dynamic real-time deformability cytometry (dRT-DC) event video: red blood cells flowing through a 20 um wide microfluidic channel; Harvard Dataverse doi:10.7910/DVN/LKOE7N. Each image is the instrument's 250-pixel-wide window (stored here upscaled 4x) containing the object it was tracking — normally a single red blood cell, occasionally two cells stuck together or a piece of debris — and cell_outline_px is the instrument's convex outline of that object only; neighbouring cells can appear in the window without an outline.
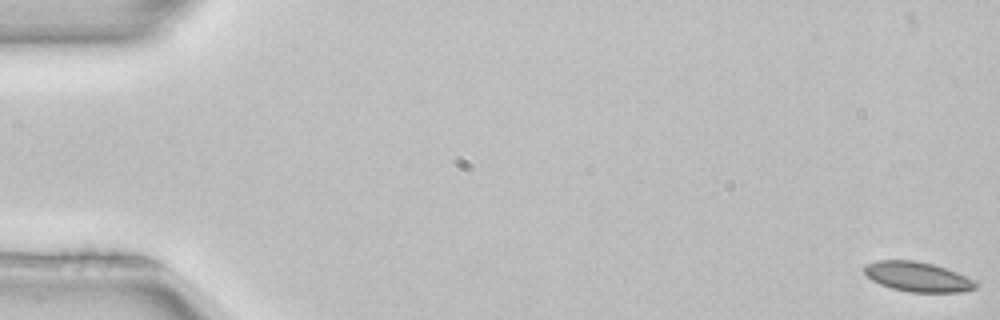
{"species": "common noctule bat (a hibernating species)", "species_latin": "Nyctalus noctula", "temperature_condition": "room temperature", "stored_images_in_passage": 53, "camera_frame_rate_fps": 3000, "um_per_image_px": 0.085, "animal": {"sex": "female", "body_mass_g": 22.7, "forearm_length_mm": 54.2}, "frame": {"image": 1, "passage_image": 1, "time_ms": 0.0, "image_size_px": [1000, 320], "cell_outline_px": [[976, 288], [960, 292], [908, 292], [892, 288], [880, 284], [872, 280], [864, 272], [864, 264], [876, 260], [916, 260], [932, 264], [956, 272], [972, 280], [976, 284]], "centroid_in_image_um": [77.93, 23.52], "position_along_channel_um": 7.1, "area_um2": 19.13}}
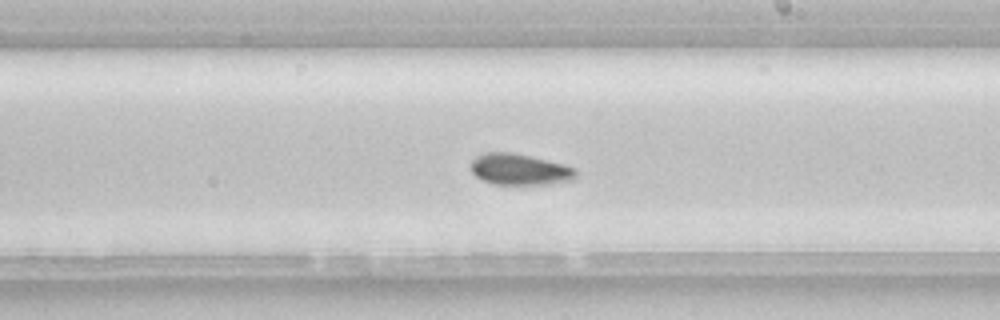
{"frame": {"image": 2, "passage_image": 31, "time_ms": 10.0, "image_size_px": [1000, 320], "cell_outline_px": [[576, 180], [548, 184], [496, 184], [484, 180], [476, 176], [468, 168], [472, 160], [476, 156], [484, 152], [512, 152], [564, 164], [576, 168]], "centroid_in_image_um": [44.17, 14.39], "position_along_channel_um": 244.8, "area_um2": 19.25}}
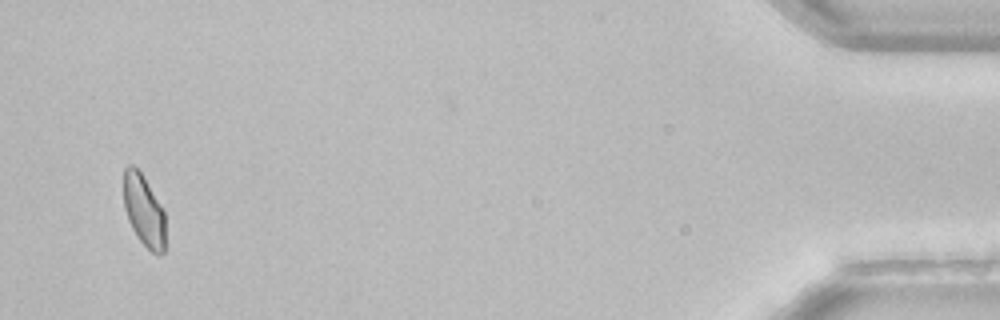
{"frame": {"image": 3, "passage_image": 51, "time_ms": 16.667, "image_size_px": [1000, 320], "cell_outline_px": [[164, 252], [160, 256], [156, 256], [136, 236], [128, 220], [124, 208], [124, 168], [128, 164], [132, 164], [144, 176], [160, 204], [164, 212]], "centroid_in_image_um": [12.21, 17.9], "position_along_channel_um": 423.0, "area_um2": 17.4}, "authors_computed_cell_mechanics": {"area_um2": 19.1896, "velocity_mm_per_s": 3.9419, "shape_relaxation_time_tau1_ms": 10.9116, "shape_relaxation_time_tau2_ms": null, "deformation_change_tau1": 0.1382, "deformation_change_tau2": null}}